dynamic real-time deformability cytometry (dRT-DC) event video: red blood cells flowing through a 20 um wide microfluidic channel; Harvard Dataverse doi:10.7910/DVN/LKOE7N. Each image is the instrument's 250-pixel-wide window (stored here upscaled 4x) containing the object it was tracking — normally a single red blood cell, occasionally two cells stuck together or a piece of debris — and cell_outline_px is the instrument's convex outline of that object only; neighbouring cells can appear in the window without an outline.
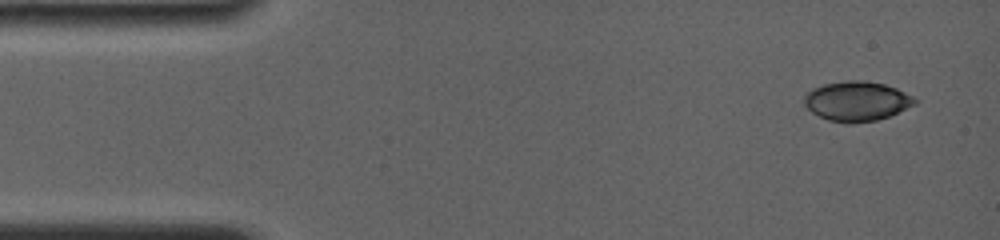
{"species": "common noctule bat (a hibernating species)", "species_latin": "Nyctalus noctula", "temperature_condition": "room temperature", "stored_images_in_passage": 24, "camera_frame_rate_fps": 4000, "um_per_image_px": 0.085, "animal": {"sex": "female", "body_mass_g": 19.0, "forearm_length_mm": 56.7}, "frame": {"image": 1, "passage_image": 1, "time_ms": 0.0, "image_size_px": [1000, 240], "cell_outline_px": [[920, 100], [916, 104], [888, 116], [876, 120], [852, 124], [848, 124], [828, 120], [812, 112], [804, 104], [804, 96], [812, 88], [824, 84], [848, 80], [864, 80], [884, 84], [896, 88]], "centroid_in_image_um": [72.83, 8.6], "position_along_channel_um": 12.2, "area_um2": 25.61}}
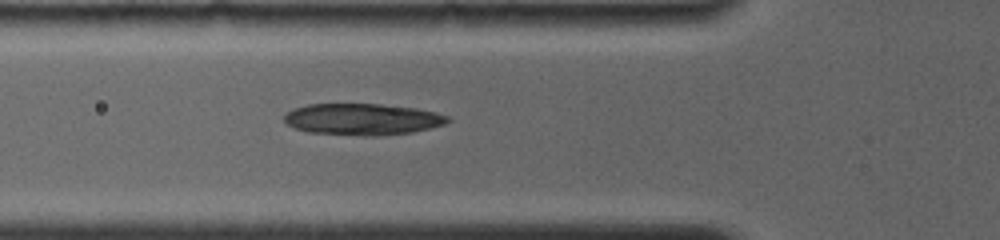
{"frame": {"image": 2, "passage_image": 13, "time_ms": 4.75, "image_size_px": [1000, 240], "cell_outline_px": [[452, 120], [444, 124], [412, 132], [376, 136], [364, 136], [308, 132], [296, 128], [288, 124], [284, 120], [284, 116], [288, 112], [296, 108], [308, 104], [380, 104], [416, 108], [448, 116]], "centroid_in_image_um": [30.81, 10.14], "position_along_channel_um": 95.0, "area_um2": 29.77}}
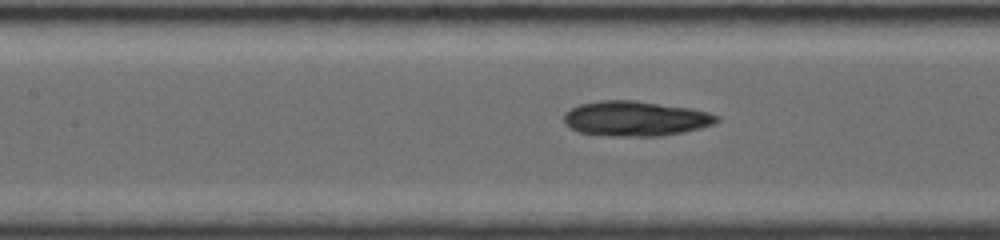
{"frame": {"image": 3, "passage_image": 20, "time_ms": 6.25, "image_size_px": [1000, 240], "cell_outline_px": [[720, 120], [712, 124], [684, 132], [660, 136], [620, 136], [580, 132], [572, 128], [564, 120], [564, 116], [572, 108], [580, 104], [600, 100], [632, 100], [688, 108], [708, 112], [720, 116]], "centroid_in_image_um": [54.05, 10.07], "position_along_channel_um": 153.3, "area_um2": 30.58}}